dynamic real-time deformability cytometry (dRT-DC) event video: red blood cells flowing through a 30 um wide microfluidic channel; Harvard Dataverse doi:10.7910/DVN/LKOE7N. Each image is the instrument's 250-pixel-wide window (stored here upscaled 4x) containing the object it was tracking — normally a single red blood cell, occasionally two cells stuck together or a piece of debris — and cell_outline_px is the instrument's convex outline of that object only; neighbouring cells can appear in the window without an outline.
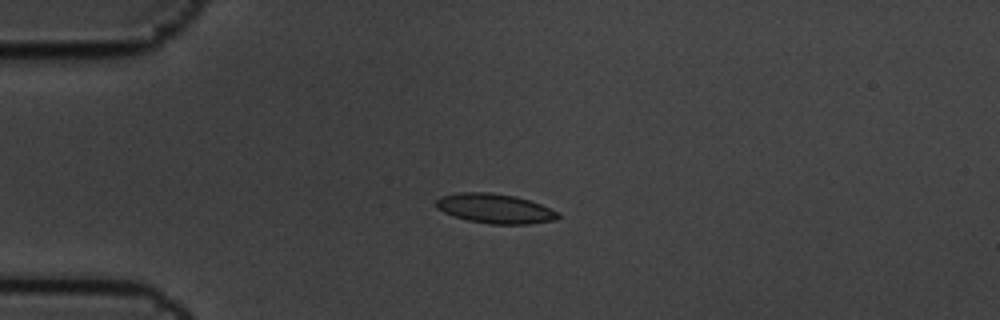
{"species": "common noctule bat (a hibernating species)", "species_latin": "Nyctalus noctula", "temperature_condition": "cold", "stored_images_in_passage": 5, "camera_frame_rate_fps": 3000, "um_per_image_px": 0.085, "animal": {"sex": "male", "body_mass_g": 19.5, "forearm_length_mm": 54.6}, "frame": {"image": 1, "passage_image": 3, "time_ms": 0.667, "image_size_px": [1000, 320], "cell_outline_px": [[560, 216], [556, 220], [528, 224], [488, 224], [468, 220], [444, 212], [436, 208], [436, 200], [440, 196], [460, 192], [492, 192], [516, 196], [540, 204], [560, 212]], "centroid_in_image_um": [42.09, 17.72], "position_along_channel_um": 42.9, "area_um2": 21.1}}
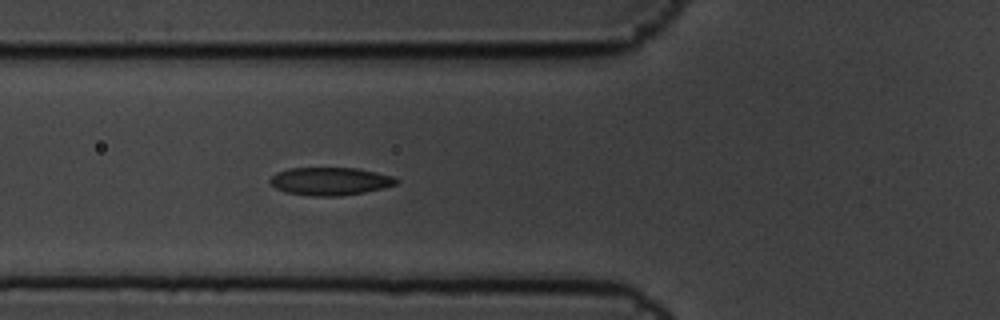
{"frame": {"image": 2, "passage_image": 5, "time_ms": 1.333, "image_size_px": [1000, 320], "cell_outline_px": [[400, 180], [396, 184], [364, 192], [340, 196], [312, 196], [284, 192], [276, 188], [268, 180], [276, 172], [288, 168], [356, 168], [376, 172], [392, 176]], "centroid_in_image_um": [28.02, 15.4], "position_along_channel_um": 97.8, "area_um2": 20.46}}